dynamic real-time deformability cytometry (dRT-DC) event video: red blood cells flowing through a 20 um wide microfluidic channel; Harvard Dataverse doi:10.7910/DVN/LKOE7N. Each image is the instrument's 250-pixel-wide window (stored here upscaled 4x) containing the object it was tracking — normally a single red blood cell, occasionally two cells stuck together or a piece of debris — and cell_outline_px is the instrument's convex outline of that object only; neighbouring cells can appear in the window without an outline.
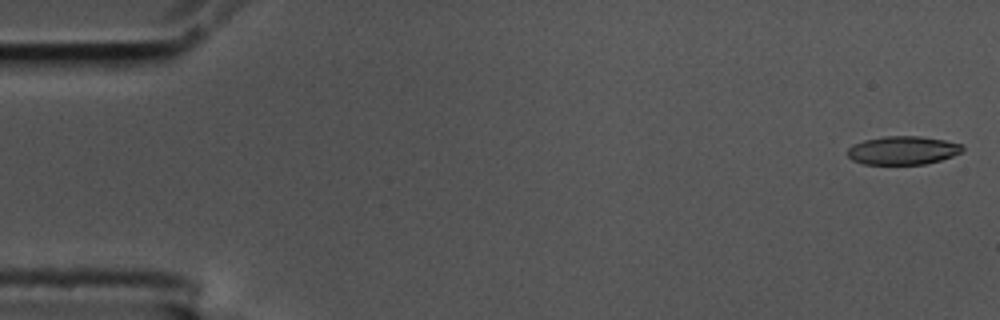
{"species": "common noctule bat (a hibernating species)", "species_latin": "Nyctalus noctula", "temperature_condition": "cold", "stored_images_in_passage": 56, "camera_frame_rate_fps": 3000, "um_per_image_px": 0.085, "animal": {"sex": "male", "body_mass_g": 17.5, "forearm_length_mm": 52.3}, "frame": {"image": 1, "passage_image": 1, "time_ms": 0.0, "image_size_px": [1000, 320], "cell_outline_px": [[964, 148], [960, 152], [952, 156], [940, 160], [924, 164], [864, 164], [852, 160], [848, 156], [848, 148], [852, 144], [864, 140], [884, 136], [920, 136], [944, 140], [964, 144]], "centroid_in_image_um": [76.73, 12.77], "position_along_channel_um": 8.3, "area_um2": 19.07}}
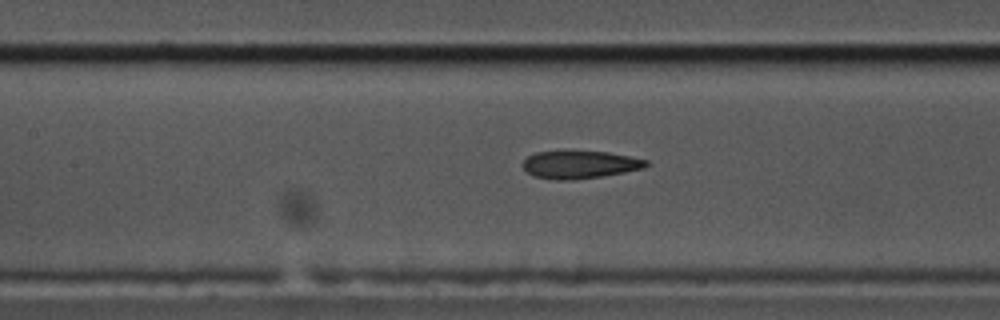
{"frame": {"image": 2, "passage_image": 25, "time_ms": 8.0, "image_size_px": [1000, 320], "cell_outline_px": [[648, 164], [644, 168], [624, 172], [600, 176], [572, 180], [556, 180], [532, 176], [520, 164], [528, 156], [536, 152], [568, 148], [608, 152], [648, 160]], "centroid_in_image_um": [49.22, 13.94], "position_along_channel_um": 158.2, "area_um2": 20.69}}
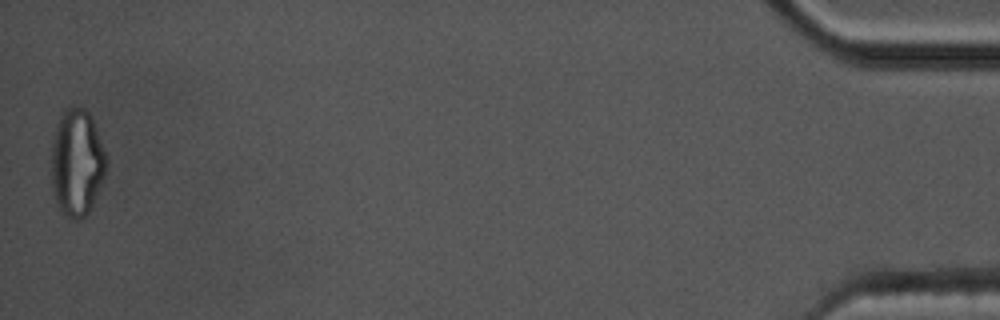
{"frame": {"image": 3, "passage_image": 56, "time_ms": 18.333, "image_size_px": [1000, 320], "cell_outline_px": [[104, 176], [92, 204], [88, 212], [80, 220], [72, 220], [56, 204], [52, 188], [52, 140], [60, 116], [64, 108], [72, 104], [84, 108], [88, 112], [92, 120], [104, 152]], "centroid_in_image_um": [6.49, 13.8], "position_along_channel_um": 428.7, "area_um2": 33.58}, "authors_computed_cell_mechanics": {"area_um2": 20.7791, "velocity_mm_per_s": 3.5368, "shape_relaxation_time_tau1_ms": 6.2557, "shape_relaxation_time_tau2_ms": 2.3286, "deformation_change_tau1": 0.2062, "deformation_change_tau2": 0.1206}}